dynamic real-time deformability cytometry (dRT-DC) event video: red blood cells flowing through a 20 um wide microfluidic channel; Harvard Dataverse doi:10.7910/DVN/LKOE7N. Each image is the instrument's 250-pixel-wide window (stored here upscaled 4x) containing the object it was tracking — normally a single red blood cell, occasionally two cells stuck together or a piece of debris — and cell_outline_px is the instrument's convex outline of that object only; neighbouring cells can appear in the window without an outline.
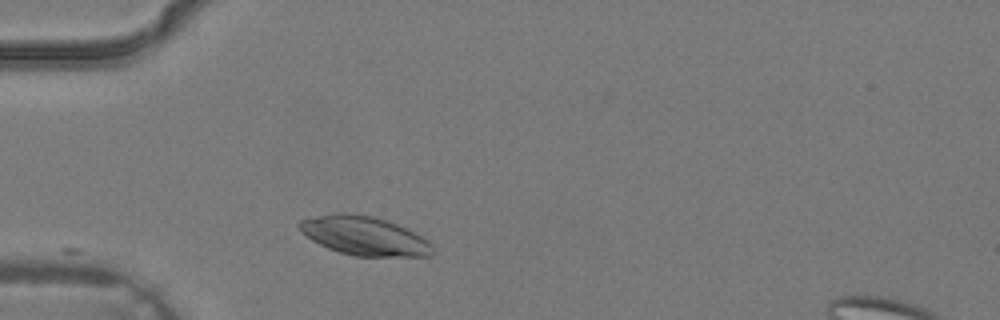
{"species": "common noctule bat (a hibernating species)", "species_latin": "Nyctalus noctula", "temperature_condition": "warm", "stored_images_in_passage": 1, "camera_frame_rate_fps": 3000, "um_per_image_px": 0.085, "animal": {"sex": "male", "body_mass_g": 19.2, "forearm_length_mm": 51.8}, "frame": {"image": 1, "passage_image": 1, "time_ms": 0.0, "image_size_px": [1000, 320], "cell_outline_px": [[432, 256], [356, 256], [340, 252], [328, 248], [312, 240], [300, 232], [296, 224], [300, 220], [316, 216], [336, 212], [348, 212], [376, 216], [396, 224], [428, 240], [432, 244]], "centroid_in_image_um": [30.91, 20.03], "position_along_channel_um": 54.1, "area_um2": 30.23}}